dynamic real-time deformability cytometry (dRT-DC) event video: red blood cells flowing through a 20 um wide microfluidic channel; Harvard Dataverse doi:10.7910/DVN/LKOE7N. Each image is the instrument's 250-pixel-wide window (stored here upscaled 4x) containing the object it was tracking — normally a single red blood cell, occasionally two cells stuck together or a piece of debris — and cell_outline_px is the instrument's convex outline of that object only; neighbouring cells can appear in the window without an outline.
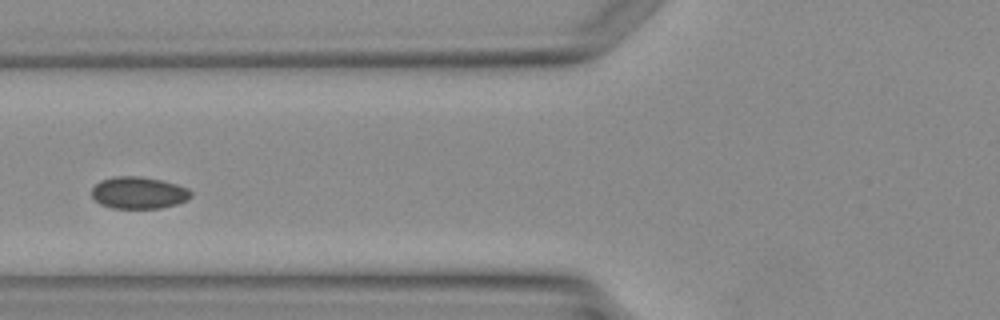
{"species": "Egyptian fruit bat (a non-hibernating species)", "species_latin": "Rousettus aegyptiacus", "temperature_condition": "warm", "stored_images_in_passage": 4, "camera_frame_rate_fps": 3000, "um_per_image_px": 0.085, "animal": {"sex": "female"}, "frame": {"image": 1, "passage_image": 4, "time_ms": 3.667, "image_size_px": [1000, 320], "cell_outline_px": [[192, 196], [176, 204], [160, 208], [112, 208], [100, 204], [92, 196], [92, 188], [100, 180], [116, 176], [140, 176], [164, 180], [188, 188], [192, 192]], "centroid_in_image_um": [11.78, 16.37], "position_along_channel_um": 114.0, "area_um2": 18.5}}